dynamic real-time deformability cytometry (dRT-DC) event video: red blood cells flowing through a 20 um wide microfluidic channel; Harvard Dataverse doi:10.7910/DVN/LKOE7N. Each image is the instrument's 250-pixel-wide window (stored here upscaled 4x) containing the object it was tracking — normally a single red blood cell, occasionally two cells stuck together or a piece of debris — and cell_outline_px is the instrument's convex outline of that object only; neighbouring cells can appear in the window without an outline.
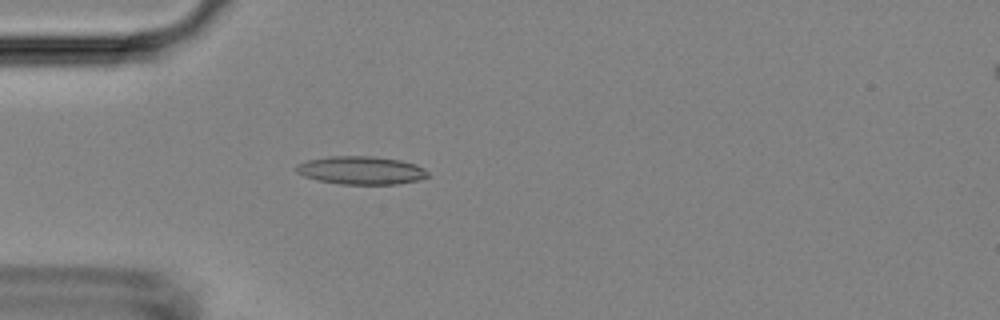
{"species": "Egyptian fruit bat (a non-hibernating species)", "species_latin": "Rousettus aegyptiacus", "temperature_condition": "room temperature", "stored_images_in_passage": 47, "camera_frame_rate_fps": 3000, "um_per_image_px": 0.085, "animal": {"sex": "female"}, "frame": {"image": 1, "passage_image": 10, "time_ms": 3.0, "image_size_px": [1000, 320], "cell_outline_px": [[428, 176], [416, 180], [396, 184], [340, 184], [316, 180], [304, 176], [296, 172], [296, 164], [308, 160], [328, 156], [372, 156], [400, 160], [416, 164], [424, 168], [428, 172]], "centroid_in_image_um": [30.66, 14.47], "position_along_channel_um": 54.3, "area_um2": 21.56}}
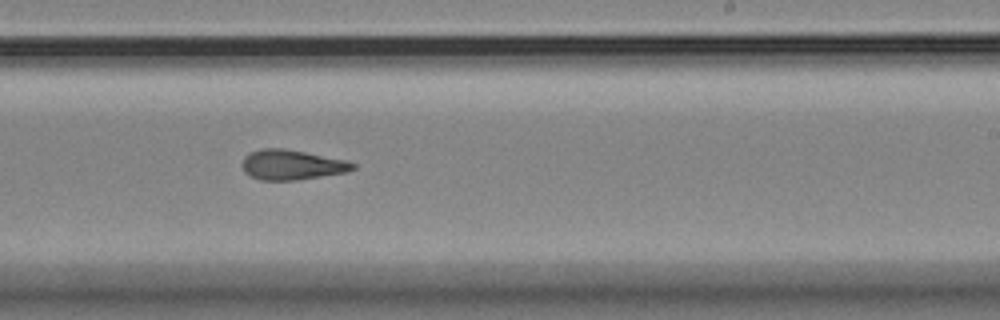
{"frame": {"image": 2, "passage_image": 27, "time_ms": 8.667, "image_size_px": [1000, 320], "cell_outline_px": [[356, 168], [348, 172], [296, 180], [260, 180], [244, 172], [240, 164], [244, 156], [260, 148], [284, 148], [348, 160], [356, 164]], "centroid_in_image_um": [24.81, 14.0], "position_along_channel_um": 264.2, "area_um2": 19.54}}
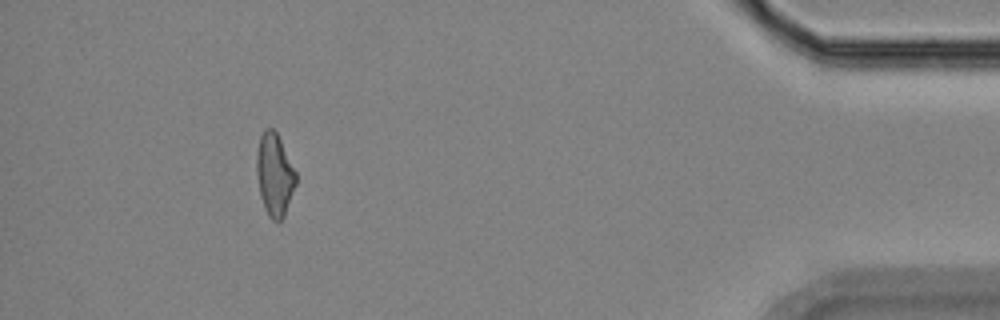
{"frame": {"image": 3, "passage_image": 43, "time_ms": 14.0, "image_size_px": [1000, 320], "cell_outline_px": [[296, 184], [284, 216], [280, 220], [272, 220], [268, 216], [264, 208], [260, 196], [256, 172], [256, 152], [260, 136], [264, 128], [272, 128], [276, 132], [296, 172]], "centroid_in_image_um": [23.31, 14.84], "position_along_channel_um": 411.9, "area_um2": 18.84}, "authors_computed_cell_mechanics": {"area_um2": 19.652, "velocity_mm_per_s": 3.8108, "shape_relaxation_time_tau1_ms": 7.6575, "shape_relaxation_time_tau2_ms": 2.5313, "deformation_change_tau1": 0.2108, "deformation_change_tau2": 0.1205}}